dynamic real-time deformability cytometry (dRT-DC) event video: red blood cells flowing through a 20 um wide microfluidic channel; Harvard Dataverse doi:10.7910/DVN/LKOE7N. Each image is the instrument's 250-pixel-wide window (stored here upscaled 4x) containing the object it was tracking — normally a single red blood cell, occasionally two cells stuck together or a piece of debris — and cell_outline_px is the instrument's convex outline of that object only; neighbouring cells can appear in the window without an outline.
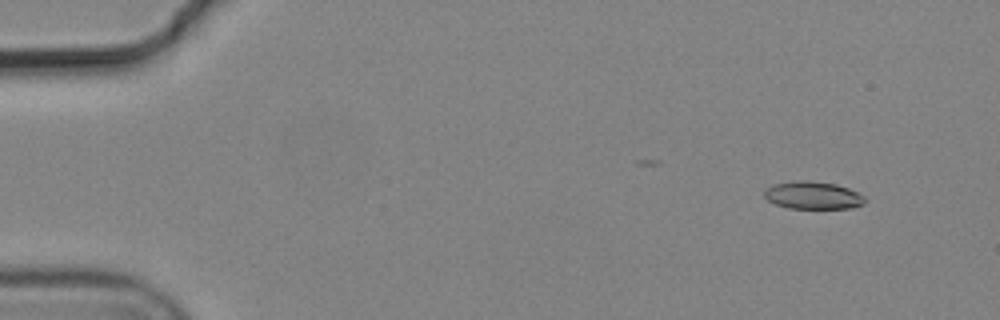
{"species": "common noctule bat (a hibernating species)", "species_latin": "Nyctalus noctula", "temperature_condition": "cold", "stored_images_in_passage": 4, "camera_frame_rate_fps": 3000, "um_per_image_px": 0.085, "animal": {"sex": "male", "body_mass_g": 19.2, "forearm_length_mm": 51.8}, "frame": {"image": 1, "passage_image": 2, "time_ms": 0.333, "image_size_px": [1000, 320], "cell_outline_px": [[868, 200], [864, 204], [852, 208], [788, 208], [776, 204], [768, 200], [764, 196], [764, 188], [772, 184], [796, 180], [808, 180], [836, 184], [848, 188], [864, 196]], "centroid_in_image_um": [69.09, 16.59], "position_along_channel_um": 15.9, "area_um2": 16.36}}